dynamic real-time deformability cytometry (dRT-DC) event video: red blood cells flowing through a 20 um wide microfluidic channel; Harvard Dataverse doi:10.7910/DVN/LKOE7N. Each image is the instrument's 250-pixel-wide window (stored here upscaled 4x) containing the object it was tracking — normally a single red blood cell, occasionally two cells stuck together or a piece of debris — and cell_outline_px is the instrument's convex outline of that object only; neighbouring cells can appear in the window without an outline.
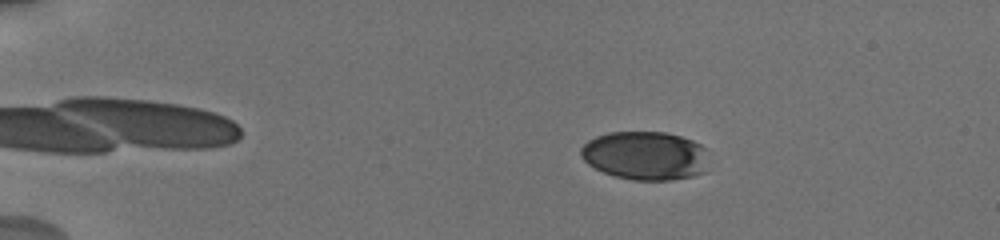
{"species": "human", "species_latin": "Homo sapiens", "temperature_condition": "cold", "stored_images_in_passage": 38, "camera_frame_rate_fps": 3000, "um_per_image_px": 0.085, "donor": {"sex": "male"}, "frame": {"image": 1, "passage_image": 15, "time_ms": 3.667, "image_size_px": [1000, 240], "cell_outline_px": [[704, 172], [692, 176], [668, 180], [632, 180], [616, 176], [604, 172], [588, 164], [580, 156], [580, 148], [588, 140], [596, 136], [608, 132], [664, 132], [680, 136], [692, 140], [700, 144], [704, 148]], "centroid_in_image_um": [54.78, 13.22], "position_along_channel_um": 30.2, "area_um2": 35.89}}
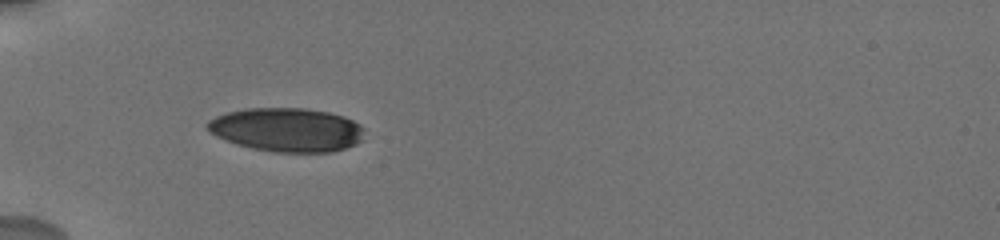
{"frame": {"image": 2, "passage_image": 31, "time_ms": 6.667, "image_size_px": [1000, 240], "cell_outline_px": [[364, 128], [360, 140], [356, 144], [332, 152], [272, 152], [252, 148], [236, 144], [216, 136], [208, 132], [204, 124], [208, 120], [216, 116], [228, 112], [244, 108], [304, 108], [328, 112], [344, 116], [360, 124]], "centroid_in_image_um": [24.34, 11.02], "position_along_channel_um": 60.7, "area_um2": 40.23}}
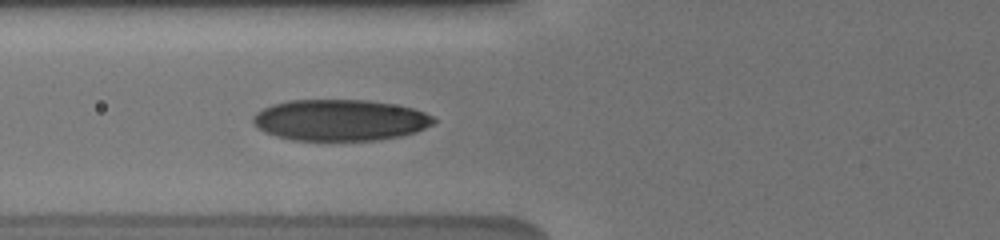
{"frame": {"image": 3, "passage_image": 38, "time_ms": 8.0, "image_size_px": [1000, 240], "cell_outline_px": [[436, 120], [432, 124], [416, 132], [400, 136], [376, 140], [292, 140], [276, 136], [264, 132], [256, 128], [252, 124], [252, 116], [256, 112], [272, 104], [288, 100], [368, 100], [392, 104], [412, 108], [424, 112], [432, 116]], "centroid_in_image_um": [28.85, 10.21], "position_along_channel_um": 97.0, "area_um2": 43.52}}